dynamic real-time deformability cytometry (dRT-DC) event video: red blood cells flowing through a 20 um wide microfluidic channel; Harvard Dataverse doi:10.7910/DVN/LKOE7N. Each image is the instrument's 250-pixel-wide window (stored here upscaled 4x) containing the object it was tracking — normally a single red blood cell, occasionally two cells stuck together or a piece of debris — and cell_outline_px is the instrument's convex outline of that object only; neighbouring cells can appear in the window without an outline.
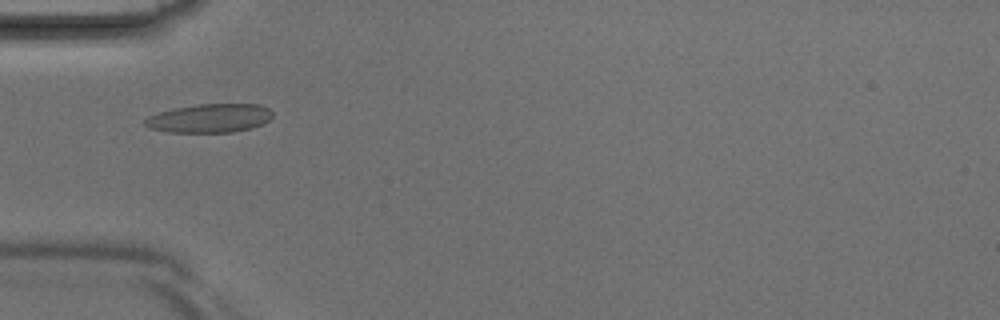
{"species": "Egyptian fruit bat (a non-hibernating species)", "species_latin": "Rousettus aegyptiacus", "temperature_condition": "room temperature", "stored_images_in_passage": 42, "camera_frame_rate_fps": 3000, "um_per_image_px": 0.085, "animal": {"sex": "male"}, "frame": {"image": 1, "passage_image": 14, "time_ms": 4.333, "image_size_px": [1000, 320], "cell_outline_px": [[272, 116], [264, 124], [252, 128], [232, 132], [168, 132], [148, 128], [144, 124], [144, 120], [148, 116], [160, 112], [176, 108], [196, 104], [260, 104], [268, 108], [272, 112]], "centroid_in_image_um": [17.83, 10.05], "position_along_channel_um": 67.2, "area_um2": 21.39}}
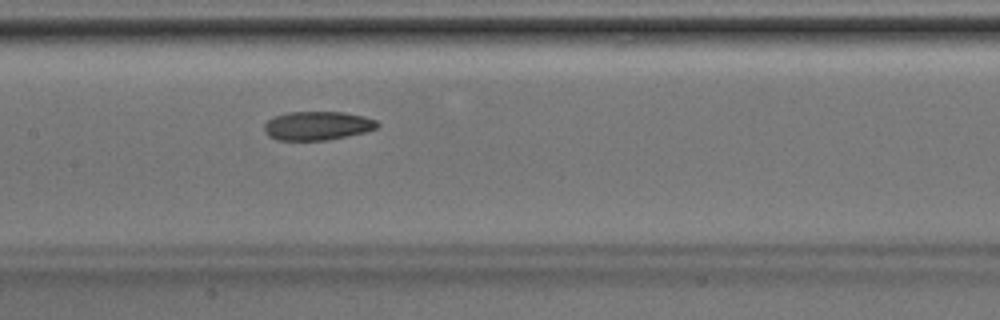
{"frame": {"image": 2, "passage_image": 21, "time_ms": 6.667, "image_size_px": [1000, 320], "cell_outline_px": [[380, 124], [376, 128], [364, 132], [348, 136], [328, 140], [276, 140], [268, 136], [264, 132], [264, 124], [272, 116], [288, 112], [344, 112], [364, 116], [376, 120]], "centroid_in_image_um": [26.95, 10.68], "position_along_channel_um": 180.5, "area_um2": 19.13}}
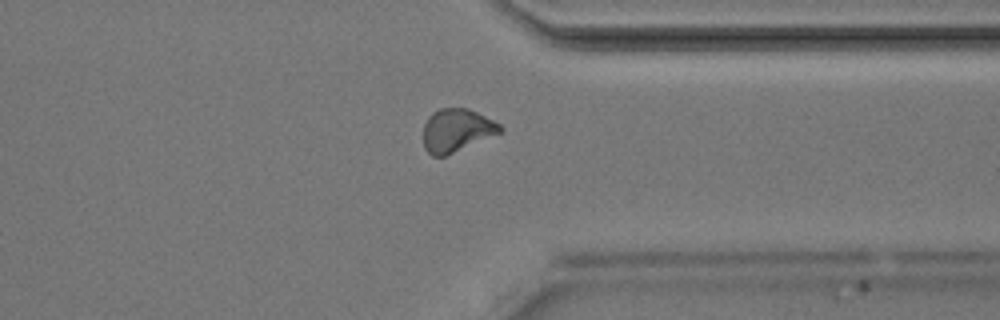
{"frame": {"image": 3, "passage_image": 33, "time_ms": 10.667, "image_size_px": [1000, 320], "cell_outline_px": [[504, 128], [500, 132], [444, 156], [432, 156], [424, 148], [424, 124], [428, 116], [432, 112], [440, 108], [468, 108], [500, 124]], "centroid_in_image_um": [38.77, 11.06], "position_along_channel_um": 372.6, "area_um2": 18.9}}